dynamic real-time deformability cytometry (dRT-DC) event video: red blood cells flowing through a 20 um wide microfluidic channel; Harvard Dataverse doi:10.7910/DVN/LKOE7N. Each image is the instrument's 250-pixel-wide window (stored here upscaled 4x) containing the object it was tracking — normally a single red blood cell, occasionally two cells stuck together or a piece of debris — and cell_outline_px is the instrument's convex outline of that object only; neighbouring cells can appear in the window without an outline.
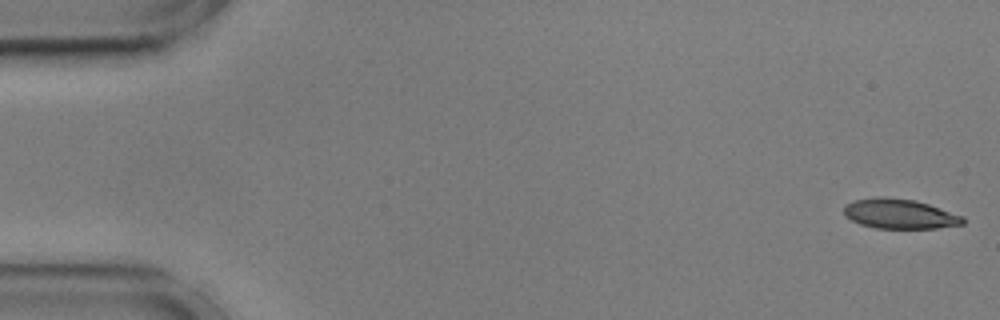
{"species": "common noctule bat (a hibernating species)", "species_latin": "Nyctalus noctula", "temperature_condition": "cold", "stored_images_in_passage": 55, "camera_frame_rate_fps": 3000, "um_per_image_px": 0.085, "animal": {"sex": "male", "body_mass_g": 17.9, "forearm_length_mm": 54.2}, "frame": {"image": 1, "passage_image": 1, "time_ms": 0.0, "image_size_px": [1000, 320], "cell_outline_px": [[964, 224], [936, 228], [876, 228], [860, 224], [844, 216], [844, 204], [852, 200], [880, 196], [884, 196], [916, 200], [964, 216]], "centroid_in_image_um": [76.44, 18.16], "position_along_channel_um": 8.6, "area_um2": 20.81}}
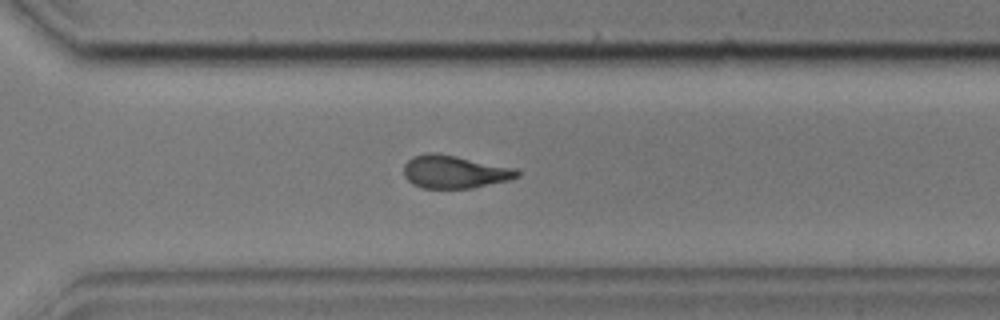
{"frame": {"image": 2, "passage_image": 39, "time_ms": 12.667, "image_size_px": [1000, 320], "cell_outline_px": [[520, 176], [508, 180], [472, 188], [424, 188], [412, 184], [404, 176], [404, 164], [412, 156], [424, 152], [436, 152], [456, 156], [512, 168], [520, 172]], "centroid_in_image_um": [38.57, 14.6], "position_along_channel_um": 332.0, "area_um2": 21.62}}
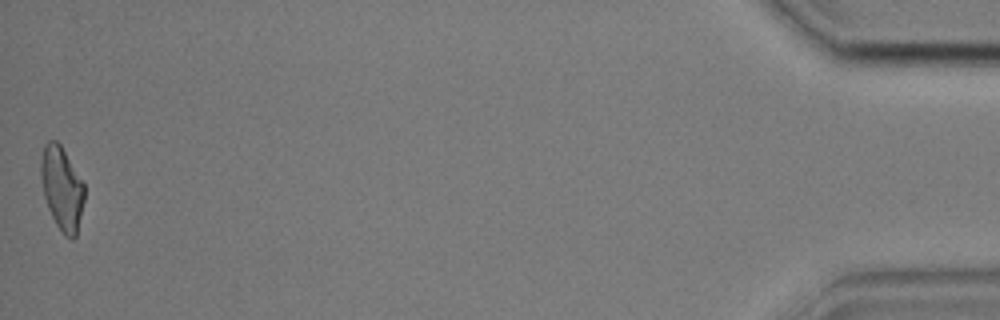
{"frame": {"image": 3, "passage_image": 55, "time_ms": 18.0, "image_size_px": [1000, 320], "cell_outline_px": [[84, 200], [76, 236], [72, 240], [64, 236], [56, 224], [48, 208], [44, 196], [40, 176], [40, 160], [44, 144], [48, 140], [56, 140], [60, 144], [84, 184]], "centroid_in_image_um": [5.24, 16.01], "position_along_channel_um": 430.0, "area_um2": 21.1}, "authors_computed_cell_mechanics": {"area_um2": 22.0218, "velocity_mm_per_s": 3.587, "shape_relaxation_time_tau1_ms": 3.706, "shape_relaxation_time_tau2_ms": 3.0491, "deformation_change_tau1": 0.1669, "deformation_change_tau2": 0.1118}}